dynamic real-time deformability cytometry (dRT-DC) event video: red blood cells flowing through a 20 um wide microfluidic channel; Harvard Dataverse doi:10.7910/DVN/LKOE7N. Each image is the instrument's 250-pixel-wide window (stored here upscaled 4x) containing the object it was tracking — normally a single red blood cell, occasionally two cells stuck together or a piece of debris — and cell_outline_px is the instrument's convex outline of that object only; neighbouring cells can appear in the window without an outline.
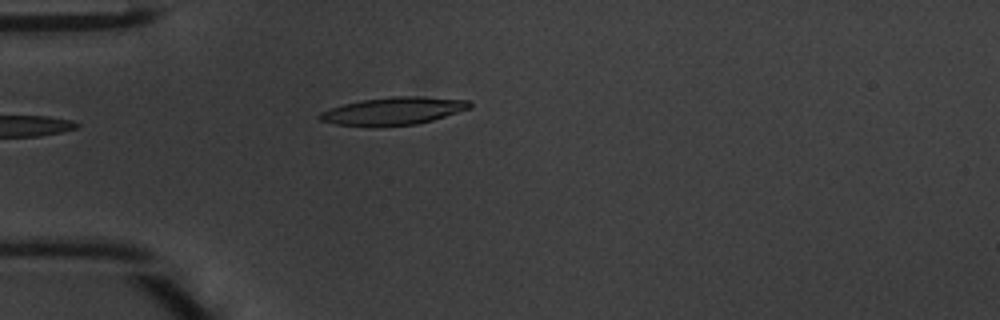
{"species": "common noctule bat (a hibernating species)", "species_latin": "Nyctalus noctula", "temperature_condition": "warm", "stored_images_in_passage": 22, "camera_frame_rate_fps": 3000, "um_per_image_px": 0.085, "animal": {"sex": "male", "body_mass_g": 20.1, "forearm_length_mm": 53.5}, "frame": {"image": 1, "passage_image": 1, "time_ms": 0.0, "image_size_px": [1000, 320], "cell_outline_px": [[472, 108], [432, 120], [416, 124], [336, 124], [320, 120], [316, 116], [320, 112], [344, 104], [360, 100], [392, 96], [416, 96], [468, 100], [472, 104]], "centroid_in_image_um": [33.48, 9.39], "position_along_channel_um": 51.5, "area_um2": 23.35}}
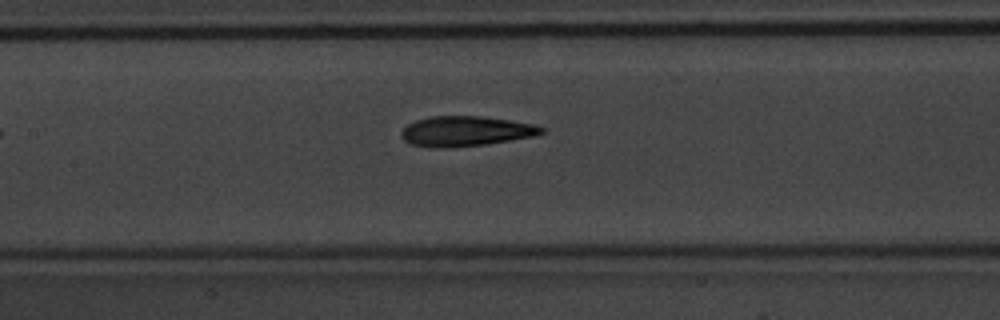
{"frame": {"image": 2, "passage_image": 10, "time_ms": 3.0, "image_size_px": [1000, 320], "cell_outline_px": [[544, 132], [536, 136], [488, 144], [452, 148], [428, 148], [408, 144], [404, 140], [400, 132], [408, 124], [416, 120], [432, 116], [484, 116], [512, 120], [532, 124], [544, 128]], "centroid_in_image_um": [39.57, 11.17], "position_along_channel_um": 167.8, "area_um2": 24.97}}
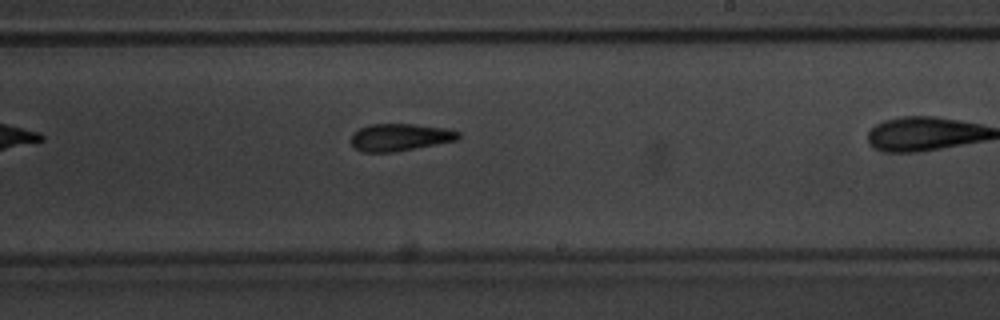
{"frame": {"image": 3, "passage_image": 13, "time_ms": 4.0, "image_size_px": [1000, 320], "cell_outline_px": [[460, 140], [396, 152], [360, 152], [352, 144], [352, 132], [368, 124], [412, 124], [448, 128], [460, 132]], "centroid_in_image_um": [34.03, 11.67], "position_along_channel_um": 255.0, "area_um2": 17.34}}